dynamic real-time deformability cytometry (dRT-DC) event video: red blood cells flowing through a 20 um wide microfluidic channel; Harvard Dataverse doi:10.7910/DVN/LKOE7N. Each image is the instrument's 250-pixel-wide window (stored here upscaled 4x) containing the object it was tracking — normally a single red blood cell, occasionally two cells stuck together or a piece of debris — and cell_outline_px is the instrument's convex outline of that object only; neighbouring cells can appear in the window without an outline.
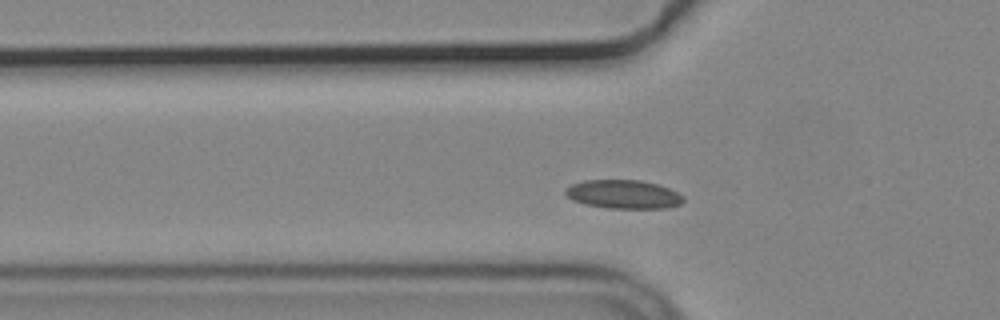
{"species": "common noctule bat (a hibernating species)", "species_latin": "Nyctalus noctula", "temperature_condition": "cold", "stored_images_in_passage": 43, "camera_frame_rate_fps": 3000, "um_per_image_px": 0.085, "animal": {"sex": "male", "body_mass_g": 19.2, "forearm_length_mm": 51.8}, "frame": {"image": 1, "passage_image": 11, "time_ms": 3.333, "image_size_px": [1000, 320], "cell_outline_px": [[684, 200], [680, 204], [668, 208], [608, 208], [584, 204], [572, 200], [564, 192], [564, 188], [572, 184], [584, 180], [640, 180], [656, 184], [668, 188], [684, 196]], "centroid_in_image_um": [52.97, 16.52], "position_along_channel_um": 72.8, "area_um2": 19.71}}
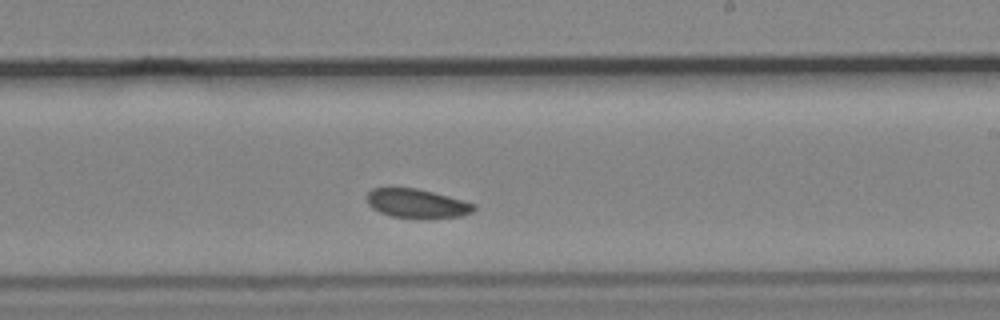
{"frame": {"image": 2, "passage_image": 26, "time_ms": 8.333, "image_size_px": [1000, 320], "cell_outline_px": [[476, 208], [472, 212], [460, 216], [428, 220], [420, 220], [392, 216], [380, 212], [372, 208], [368, 204], [368, 192], [372, 188], [416, 188], [448, 196], [476, 204]], "centroid_in_image_um": [35.46, 17.33], "position_along_channel_um": 253.5, "area_um2": 18.38}}
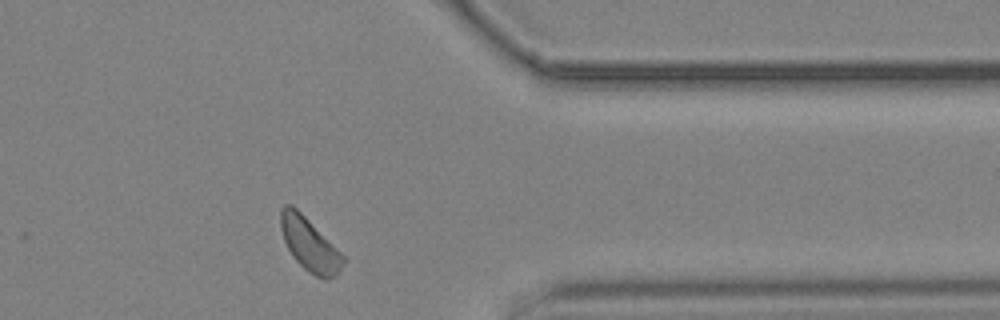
{"frame": {"image": 3, "passage_image": 38, "time_ms": 12.333, "image_size_px": [1000, 320], "cell_outline_px": [[344, 264], [336, 276], [328, 280], [324, 280], [308, 272], [292, 256], [284, 240], [280, 228], [280, 208], [284, 204], [292, 204], [344, 256]], "centroid_in_image_um": [26.29, 20.79], "position_along_channel_um": 385.1, "area_um2": 19.13}, "authors_computed_cell_mechanics": {"area_um2": 19.0162, "velocity_mm_per_s": 3.6169, "shape_relaxation_time_tau1_ms": 3.7216, "shape_relaxation_time_tau2_ms": 9.9401, "deformation_change_tau1": 0.0395, "deformation_change_tau2": 0.074}}